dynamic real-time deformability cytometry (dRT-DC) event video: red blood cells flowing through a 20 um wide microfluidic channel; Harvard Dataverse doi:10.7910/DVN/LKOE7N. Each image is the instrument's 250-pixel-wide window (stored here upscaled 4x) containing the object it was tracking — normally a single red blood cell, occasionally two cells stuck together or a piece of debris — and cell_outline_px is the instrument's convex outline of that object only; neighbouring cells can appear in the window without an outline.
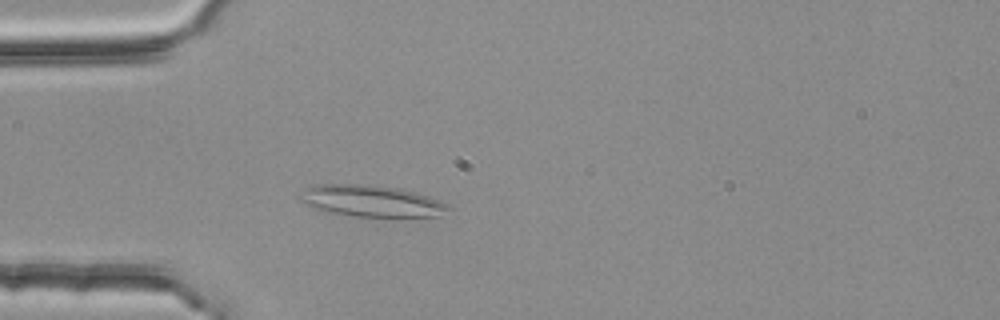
{"species": "common noctule bat (a hibernating species)", "species_latin": "Nyctalus noctula", "temperature_condition": "room temperature", "stored_images_in_passage": 42, "camera_frame_rate_fps": 3000, "um_per_image_px": 0.085, "animal": {"sex": "female", "body_mass_g": 25.1}, "frame": {"image": 1, "passage_image": 12, "time_ms": 3.667, "image_size_px": [1000, 320], "cell_outline_px": [[452, 208], [436, 216], [356, 216], [328, 212], [304, 204], [296, 200], [296, 196], [304, 188], [316, 184], [364, 184], [400, 188], [428, 196], [448, 204]], "centroid_in_image_um": [31.47, 17.06], "position_along_channel_um": 53.5, "area_um2": 27.28}}
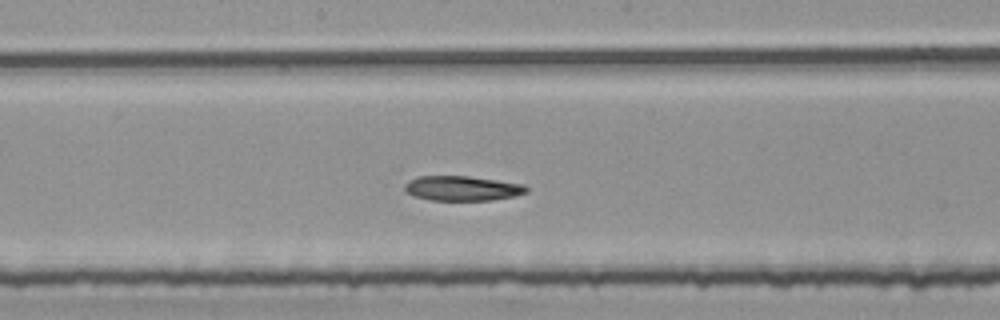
{"frame": {"image": 2, "passage_image": 25, "time_ms": 8.0, "image_size_px": [1000, 320], "cell_outline_px": [[528, 192], [512, 196], [492, 200], [428, 200], [416, 196], [408, 192], [404, 188], [404, 184], [408, 180], [420, 176], [468, 176], [524, 184], [528, 188]], "centroid_in_image_um": [39.29, 16.0], "position_along_channel_um": 208.9, "area_um2": 17.46}}
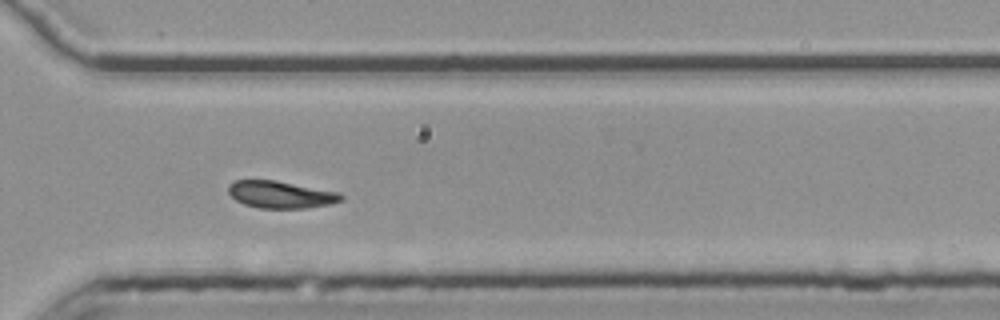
{"frame": {"image": 3, "passage_image": 36, "time_ms": 11.667, "image_size_px": [1000, 320], "cell_outline_px": [[344, 200], [332, 204], [308, 208], [260, 208], [244, 204], [236, 200], [228, 192], [228, 184], [236, 180], [276, 180], [340, 192], [344, 196]], "centroid_in_image_um": [23.91, 16.54], "position_along_channel_um": 346.7, "area_um2": 18.03}}